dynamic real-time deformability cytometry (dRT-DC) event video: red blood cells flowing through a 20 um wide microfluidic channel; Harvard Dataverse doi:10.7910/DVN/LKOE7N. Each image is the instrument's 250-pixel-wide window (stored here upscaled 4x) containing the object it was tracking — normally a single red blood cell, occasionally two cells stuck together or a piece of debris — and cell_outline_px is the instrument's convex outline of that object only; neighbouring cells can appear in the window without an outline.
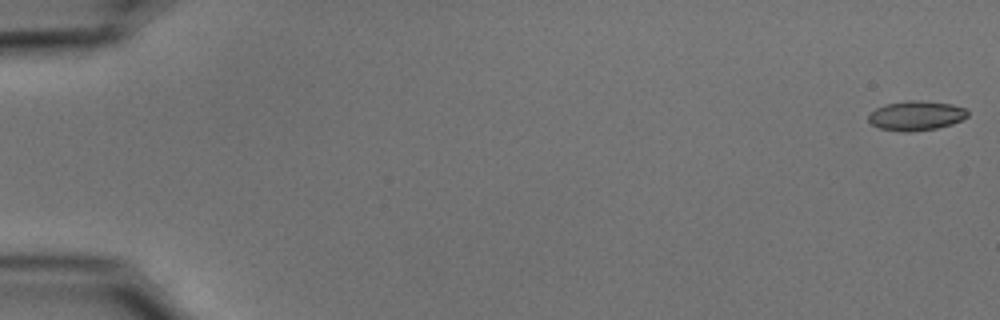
{"species": "common noctule bat (a hibernating species)", "species_latin": "Nyctalus noctula", "temperature_condition": "cold", "stored_images_in_passage": 54, "camera_frame_rate_fps": 3000, "um_per_image_px": 0.085, "animal": {"sex": "male", "body_mass_g": 15.6}, "frame": {"image": 1, "passage_image": 1, "time_ms": 0.0, "image_size_px": [1000, 320], "cell_outline_px": [[968, 116], [952, 124], [936, 128], [912, 132], [900, 132], [880, 128], [872, 124], [868, 120], [868, 116], [876, 108], [888, 104], [908, 100], [920, 100], [952, 104], [968, 108]], "centroid_in_image_um": [77.9, 9.83], "position_along_channel_um": 7.1, "area_um2": 17.11}}
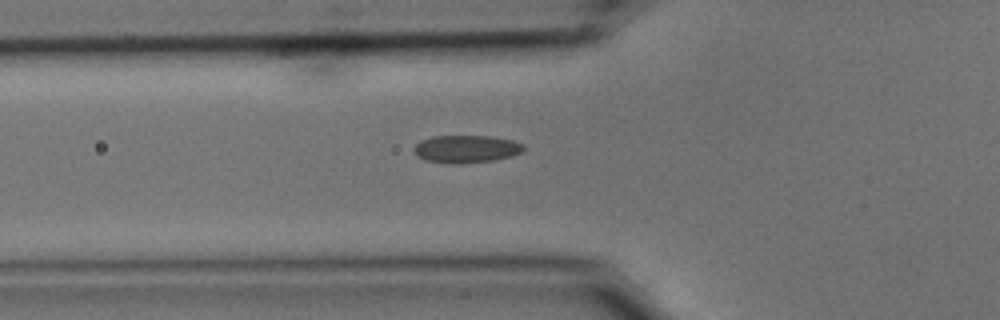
{"frame": {"image": 2, "passage_image": 20, "time_ms": 6.333, "image_size_px": [1000, 320], "cell_outline_px": [[524, 148], [520, 152], [512, 156], [492, 160], [460, 164], [456, 164], [424, 160], [416, 156], [412, 148], [420, 140], [432, 136], [488, 136], [512, 140], [524, 144]], "centroid_in_image_um": [39.58, 12.66], "position_along_channel_um": 86.2, "area_um2": 17.69}}
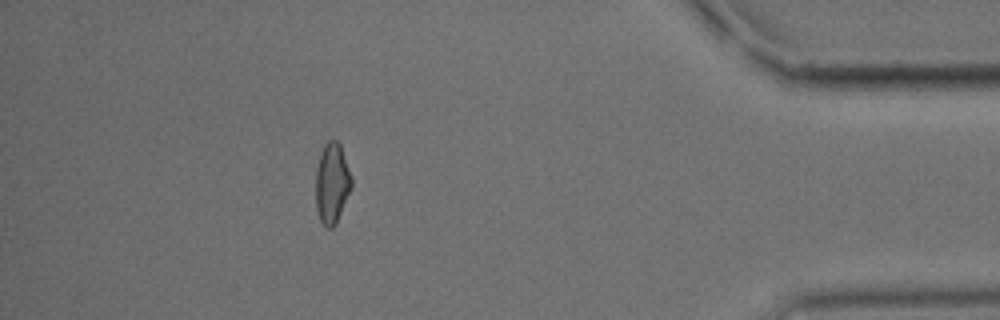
{"frame": {"image": 3, "passage_image": 49, "time_ms": 16.0, "image_size_px": [1000, 320], "cell_outline_px": [[352, 188], [336, 224], [332, 228], [328, 228], [320, 220], [316, 208], [316, 168], [320, 152], [324, 144], [328, 140], [336, 140], [340, 144], [352, 176]], "centroid_in_image_um": [28.23, 15.56], "position_along_channel_um": 407.0, "area_um2": 16.99}, "authors_computed_cell_mechanics": {"area_um2": 16.9932, "velocity_mm_per_s": 3.7424, "shape_relaxation_time_tau1_ms": 6.8025, "shape_relaxation_time_tau2_ms": 1.5706, "deformation_change_tau1": 0.1501, "deformation_change_tau2": 0.0625}}